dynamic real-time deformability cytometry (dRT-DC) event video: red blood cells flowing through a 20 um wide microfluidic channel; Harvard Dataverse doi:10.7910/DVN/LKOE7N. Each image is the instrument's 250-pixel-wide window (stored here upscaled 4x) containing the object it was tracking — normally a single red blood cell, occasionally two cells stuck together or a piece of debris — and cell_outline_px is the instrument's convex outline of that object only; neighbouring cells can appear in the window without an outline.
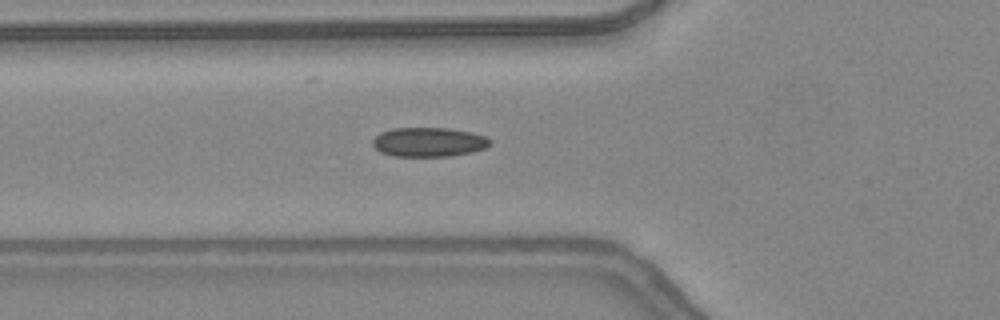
{"species": "common noctule bat (a hibernating species)", "species_latin": "Nyctalus noctula", "temperature_condition": "warm", "stored_images_in_passage": 48, "camera_frame_rate_fps": 3000, "um_per_image_px": 0.085, "animal": {"sex": "female", "body_mass_g": 24.6, "forearm_length_mm": 56.2}, "frame": {"image": 1, "passage_image": 18, "time_ms": 5.667, "image_size_px": [1000, 320], "cell_outline_px": [[492, 144], [484, 148], [472, 152], [452, 156], [392, 156], [380, 152], [372, 144], [372, 140], [380, 132], [392, 128], [448, 128], [472, 132], [484, 136], [492, 140]], "centroid_in_image_um": [36.44, 12.07], "position_along_channel_um": 89.4, "area_um2": 20.17}}
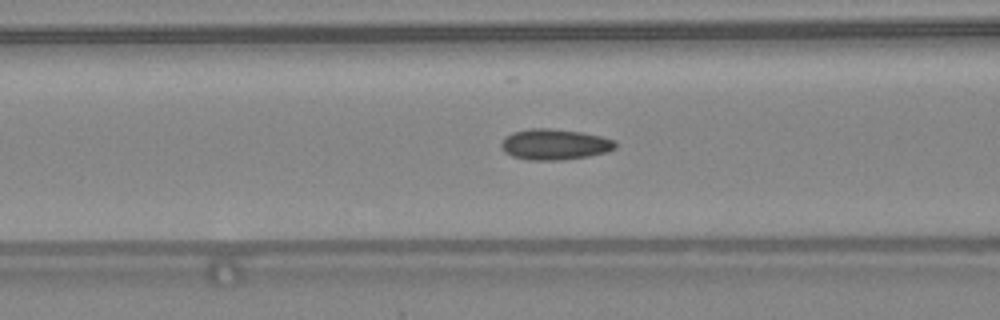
{"frame": {"image": 2, "passage_image": 20, "time_ms": 6.333, "image_size_px": [1000, 320], "cell_outline_px": [[616, 148], [608, 152], [588, 156], [564, 160], [528, 160], [512, 156], [504, 152], [500, 144], [504, 136], [512, 132], [532, 128], [548, 128], [580, 132], [600, 136], [616, 140]], "centroid_in_image_um": [47.13, 12.28], "position_along_channel_um": 119.5, "area_um2": 20.63}}
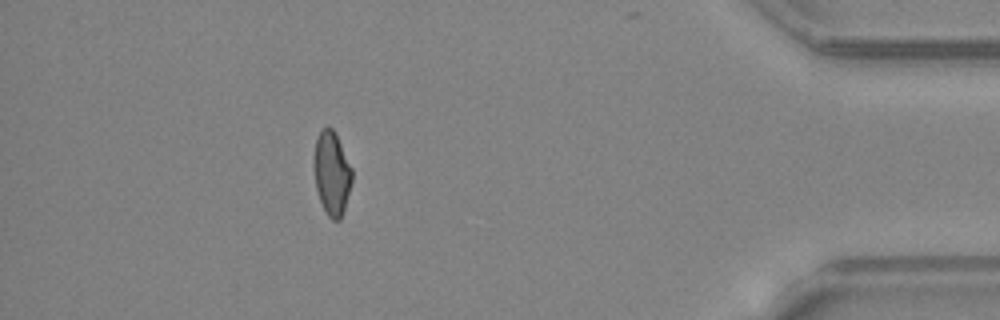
{"frame": {"image": 3, "passage_image": 43, "time_ms": 14.0, "image_size_px": [1000, 320], "cell_outline_px": [[352, 180], [344, 208], [340, 220], [332, 220], [328, 216], [320, 200], [316, 188], [312, 164], [312, 160], [316, 136], [328, 124], [336, 132], [352, 168]], "centroid_in_image_um": [28.18, 14.66], "position_along_channel_um": 407.0, "area_um2": 18.84}, "authors_computed_cell_mechanics": {"area_um2": 19.1896, "velocity_mm_per_s": 4.4029, "shape_relaxation_time_tau1_ms": null, "shape_relaxation_time_tau2_ms": 1.6422, "deformation_change_tau1": null, "deformation_change_tau2": 0.0924}}